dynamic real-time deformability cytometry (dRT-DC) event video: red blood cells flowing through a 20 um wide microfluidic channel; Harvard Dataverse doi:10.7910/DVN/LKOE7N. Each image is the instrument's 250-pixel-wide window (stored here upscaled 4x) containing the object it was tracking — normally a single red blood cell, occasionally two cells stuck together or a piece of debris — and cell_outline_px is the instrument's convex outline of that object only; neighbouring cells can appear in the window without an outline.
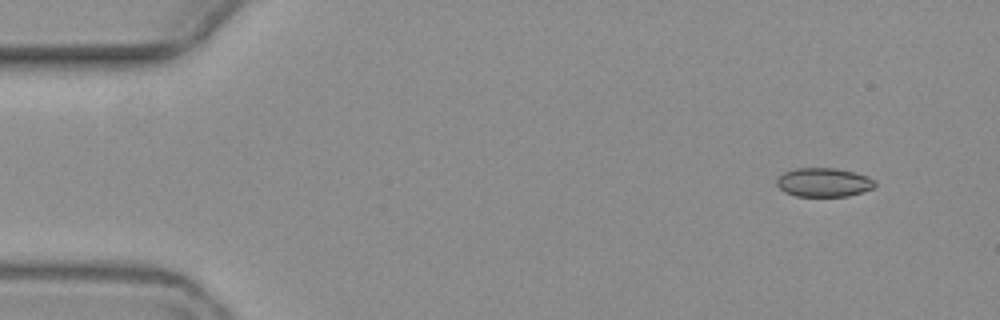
{"species": "common noctule bat (a hibernating species)", "species_latin": "Nyctalus noctula", "temperature_condition": "warm", "stored_images_in_passage": 6, "camera_frame_rate_fps": 3000, "um_per_image_px": 0.085, "animal": {"sex": "female", "body_mass_g": 19.3, "forearm_length_mm": 54.1}, "frame": {"image": 1, "passage_image": 1, "time_ms": 0.0, "image_size_px": [1000, 320], "cell_outline_px": [[876, 184], [872, 188], [848, 196], [796, 196], [784, 192], [776, 184], [776, 180], [784, 172], [796, 168], [836, 168], [868, 176], [876, 180]], "centroid_in_image_um": [70.01, 15.5], "position_along_channel_um": 15.0, "area_um2": 16.47}}
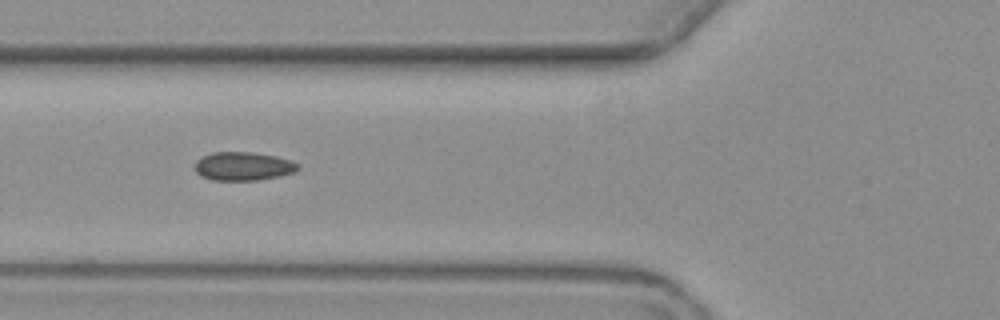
{"frame": {"image": 2, "passage_image": 5, "time_ms": 5.667, "image_size_px": [1000, 320], "cell_outline_px": [[300, 168], [296, 172], [280, 176], [256, 180], [212, 180], [200, 176], [196, 172], [196, 160], [212, 152], [252, 152], [276, 156], [292, 160], [300, 164]], "centroid_in_image_um": [20.72, 14.13], "position_along_channel_um": 105.1, "area_um2": 17.28}}
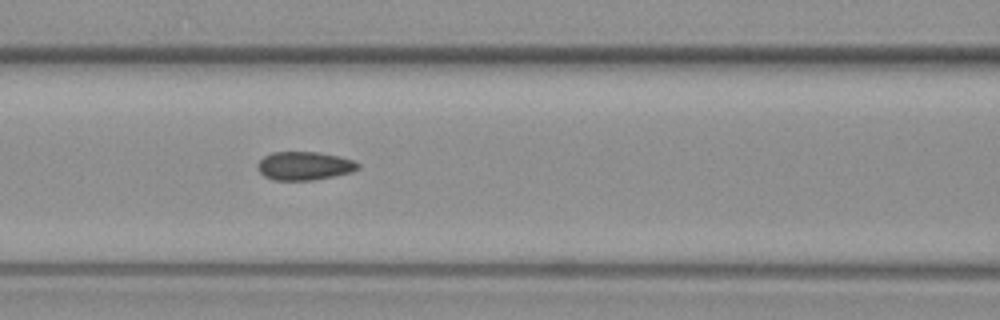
{"frame": {"image": 3, "passage_image": 6, "time_ms": 6.667, "image_size_px": [1000, 320], "cell_outline_px": [[360, 168], [352, 172], [336, 176], [312, 180], [272, 180], [264, 176], [256, 168], [256, 164], [264, 156], [272, 152], [316, 152], [340, 156], [352, 160], [360, 164]], "centroid_in_image_um": [25.87, 14.1], "position_along_channel_um": 140.7, "area_um2": 16.82}}